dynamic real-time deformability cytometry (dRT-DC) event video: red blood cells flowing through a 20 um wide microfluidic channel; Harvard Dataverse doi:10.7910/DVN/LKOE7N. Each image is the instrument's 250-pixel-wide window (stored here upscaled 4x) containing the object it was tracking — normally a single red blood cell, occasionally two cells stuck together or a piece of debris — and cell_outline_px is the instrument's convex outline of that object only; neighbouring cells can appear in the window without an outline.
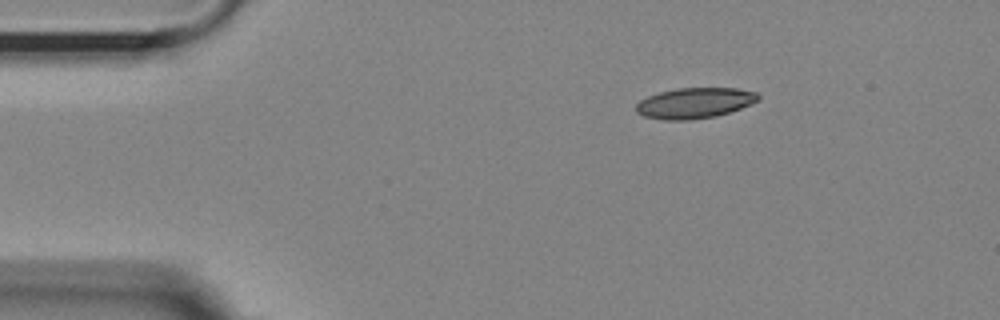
{"species": "Egyptian fruit bat (a non-hibernating species)", "species_latin": "Rousettus aegyptiacus", "temperature_condition": "room temperature", "stored_images_in_passage": 47, "camera_frame_rate_fps": 3000, "um_per_image_px": 0.085, "animal": {"sex": "female"}, "frame": {"image": 1, "passage_image": 1, "time_ms": 0.0, "image_size_px": [1000, 320], "cell_outline_px": [[760, 100], [740, 108], [716, 116], [688, 120], [664, 120], [644, 116], [636, 112], [636, 104], [640, 100], [648, 96], [660, 92], [676, 88], [736, 88], [756, 92], [760, 96]], "centroid_in_image_um": [59.04, 8.75], "position_along_channel_um": 26.0, "area_um2": 21.73}}
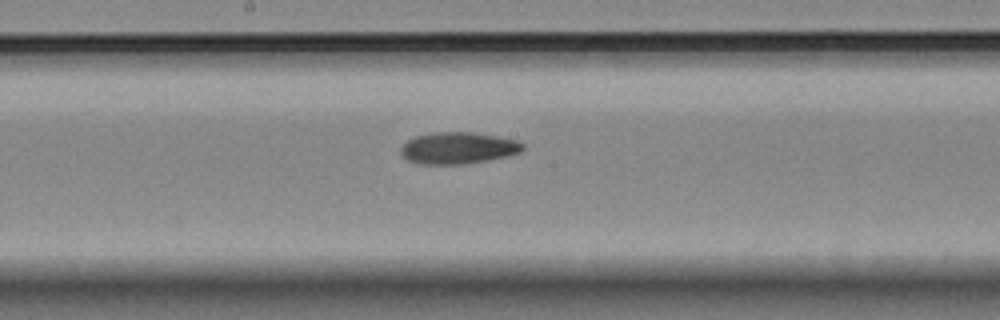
{"frame": {"image": 2, "passage_image": 21, "time_ms": 6.667, "image_size_px": [1000, 320], "cell_outline_px": [[524, 148], [520, 152], [508, 156], [488, 160], [464, 164], [420, 164], [408, 160], [400, 152], [400, 148], [408, 140], [416, 136], [432, 132], [472, 132], [496, 136], [516, 140], [524, 144]], "centroid_in_image_um": [38.94, 12.58], "position_along_channel_um": 209.3, "area_um2": 22.48}}
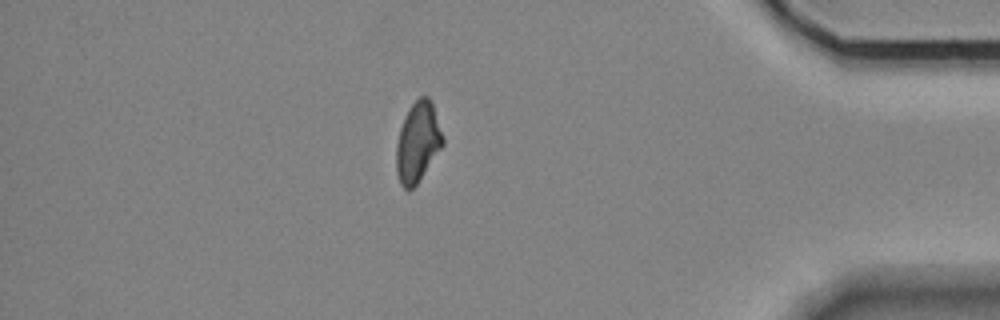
{"frame": {"image": 3, "passage_image": 40, "time_ms": 13.0, "image_size_px": [1000, 320], "cell_outline_px": [[444, 144], [416, 184], [412, 188], [404, 188], [400, 184], [396, 172], [396, 144], [400, 128], [408, 108], [420, 96], [428, 96], [432, 104], [444, 136]], "centroid_in_image_um": [35.5, 12.07], "position_along_channel_um": 399.7, "area_um2": 21.5}}